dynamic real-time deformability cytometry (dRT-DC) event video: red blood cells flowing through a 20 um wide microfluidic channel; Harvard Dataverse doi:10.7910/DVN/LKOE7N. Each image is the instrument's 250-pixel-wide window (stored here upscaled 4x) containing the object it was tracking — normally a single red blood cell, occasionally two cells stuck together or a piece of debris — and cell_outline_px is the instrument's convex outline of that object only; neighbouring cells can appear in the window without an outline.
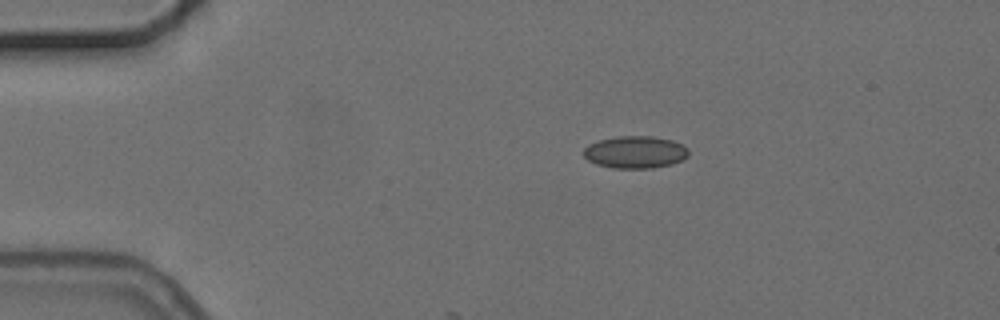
{"species": "common noctule bat (a hibernating species)", "species_latin": "Nyctalus noctula", "temperature_condition": "cold", "stored_images_in_passage": 4, "camera_frame_rate_fps": 3000, "um_per_image_px": 0.085, "animal": {"sex": "female", "body_mass_g": 24.6, "forearm_length_mm": 56.2}, "frame": {"image": 1, "passage_image": 1, "time_ms": 0.0, "image_size_px": [1000, 320], "cell_outline_px": [[688, 156], [672, 164], [652, 168], [612, 168], [596, 164], [588, 160], [584, 156], [584, 148], [588, 144], [600, 140], [620, 136], [652, 136], [672, 140], [688, 148]], "centroid_in_image_um": [53.98, 12.93], "position_along_channel_um": 31.0, "area_um2": 19.65}}
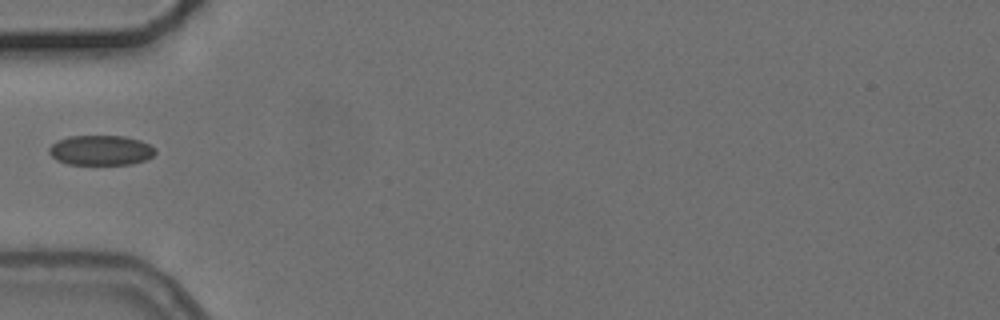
{"frame": {"image": 2, "passage_image": 3, "time_ms": 2.667, "image_size_px": [1000, 320], "cell_outline_px": [[156, 152], [152, 156], [144, 160], [132, 164], [68, 164], [56, 160], [48, 152], [48, 148], [56, 140], [68, 136], [124, 136], [140, 140], [156, 148]], "centroid_in_image_um": [8.54, 12.77], "position_along_channel_um": 76.5, "area_um2": 18.61}}
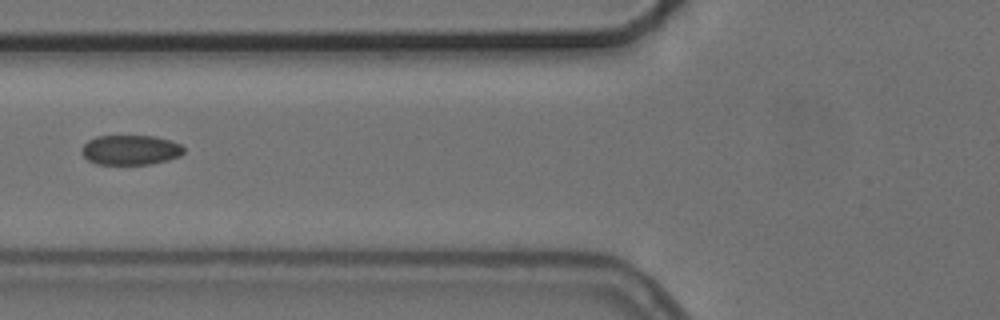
{"frame": {"image": 3, "passage_image": 4, "time_ms": 3.667, "image_size_px": [1000, 320], "cell_outline_px": [[184, 152], [180, 156], [168, 160], [148, 164], [96, 164], [88, 160], [84, 156], [84, 144], [88, 140], [96, 136], [156, 136], [180, 144], [184, 148]], "centroid_in_image_um": [11.12, 12.74], "position_along_channel_um": 114.7, "area_um2": 17.57}}